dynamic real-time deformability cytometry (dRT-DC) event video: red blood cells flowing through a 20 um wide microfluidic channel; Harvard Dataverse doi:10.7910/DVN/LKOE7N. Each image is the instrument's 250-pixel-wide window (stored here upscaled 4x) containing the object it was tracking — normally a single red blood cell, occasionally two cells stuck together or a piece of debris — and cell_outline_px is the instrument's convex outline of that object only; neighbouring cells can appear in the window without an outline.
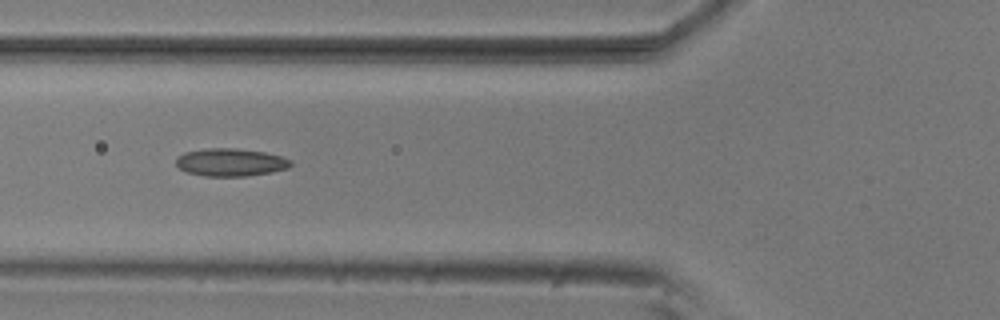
{"species": "common noctule bat (a hibernating species)", "species_latin": "Nyctalus noctula", "temperature_condition": "room temperature", "stored_images_in_passage": 40, "camera_frame_rate_fps": 3000, "um_per_image_px": 0.085, "animal": {"sex": "male", "body_mass_g": 20.5, "forearm_length_mm": 52.5}, "frame": {"image": 1, "passage_image": 6, "time_ms": 1.667, "image_size_px": [1000, 320], "cell_outline_px": [[292, 164], [288, 168], [272, 172], [248, 176], [204, 176], [188, 172], [180, 168], [176, 164], [176, 160], [184, 152], [208, 148], [236, 148], [264, 152], [280, 156], [292, 160]], "centroid_in_image_um": [19.63, 13.8], "position_along_channel_um": 106.2, "area_um2": 18.5}}
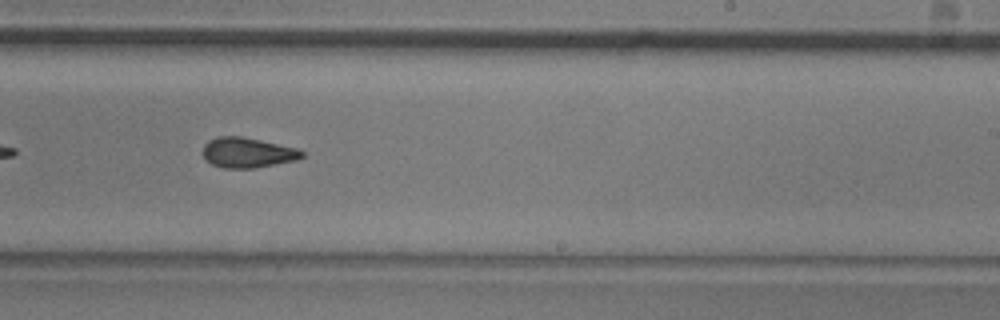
{"frame": {"image": 2, "passage_image": 19, "time_ms": 6.0, "image_size_px": [1000, 320], "cell_outline_px": [[304, 156], [296, 160], [252, 168], [224, 168], [212, 164], [204, 156], [204, 144], [208, 140], [216, 136], [244, 136], [296, 148], [304, 152]], "centroid_in_image_um": [21.03, 12.95], "position_along_channel_um": 268.0, "area_um2": 17.28}}
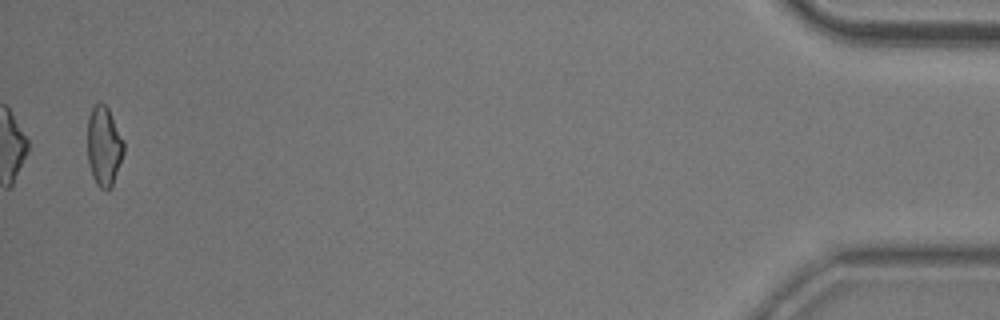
{"frame": {"image": 3, "passage_image": 39, "time_ms": 12.667, "image_size_px": [1000, 320], "cell_outline_px": [[124, 152], [112, 188], [108, 192], [100, 188], [96, 184], [92, 176], [88, 164], [88, 116], [92, 108], [96, 104], [104, 104], [108, 108], [124, 140]], "centroid_in_image_um": [8.84, 12.49], "position_along_channel_um": 426.4, "area_um2": 16.99}, "authors_computed_cell_mechanics": {"area_um2": 17.3689, "velocity_mm_per_s": 3.7301, "shape_relaxation_time_tau1_ms": 5.5485, "shape_relaxation_time_tau2_ms": 2.8915, "deformation_change_tau1": 0.139, "deformation_change_tau2": 0.1135}}